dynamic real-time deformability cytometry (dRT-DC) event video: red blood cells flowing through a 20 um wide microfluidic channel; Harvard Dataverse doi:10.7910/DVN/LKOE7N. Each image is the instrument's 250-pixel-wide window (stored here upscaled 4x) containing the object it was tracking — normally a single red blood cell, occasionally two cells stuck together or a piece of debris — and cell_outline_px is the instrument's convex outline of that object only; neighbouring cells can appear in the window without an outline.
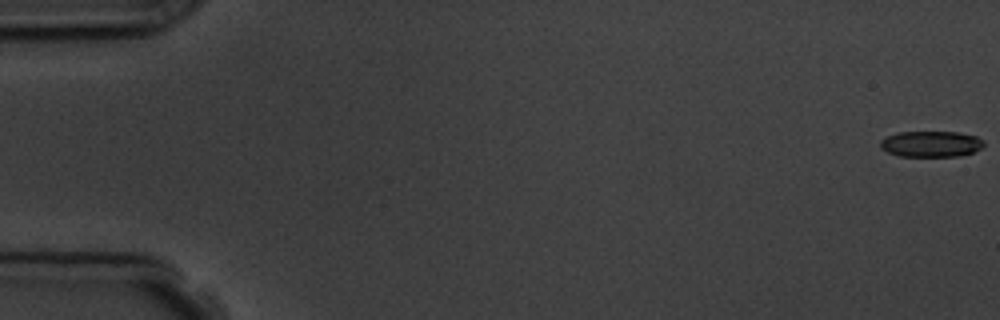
{"species": "common noctule bat (a hibernating species)", "species_latin": "Nyctalus noctula", "temperature_condition": "room temperature", "stored_images_in_passage": 9, "camera_frame_rate_fps": 3000, "um_per_image_px": 0.085, "animal": {"sex": "male", "body_mass_g": 19.5, "forearm_length_mm": 54.6}, "frame": {"image": 1, "passage_image": 1, "time_ms": 0.0, "image_size_px": [1000, 320], "cell_outline_px": [[984, 144], [980, 148], [972, 152], [960, 156], [900, 156], [888, 152], [880, 148], [880, 140], [896, 132], [956, 132], [976, 136], [984, 140]], "centroid_in_image_um": [79.12, 12.23], "position_along_channel_um": 5.9, "area_um2": 15.61}}
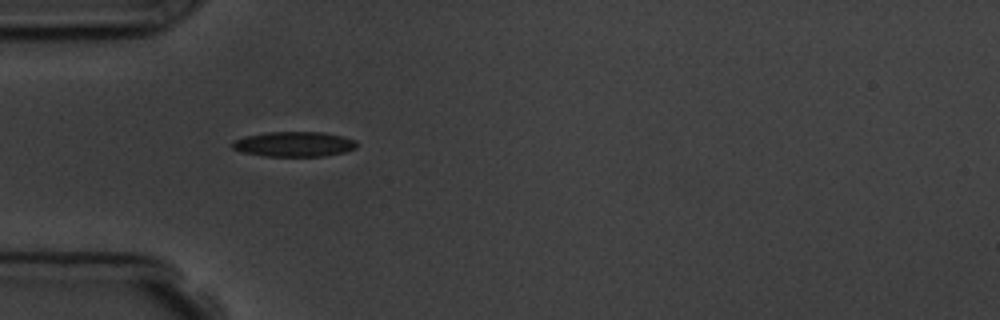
{"frame": {"image": 2, "passage_image": 6, "time_ms": 5.667, "image_size_px": [1000, 320], "cell_outline_px": [[356, 148], [344, 152], [324, 156], [264, 156], [240, 152], [232, 148], [232, 140], [244, 136], [268, 132], [324, 132], [344, 136], [356, 140]], "centroid_in_image_um": [24.97, 12.25], "position_along_channel_um": 60.0, "area_um2": 18.32}}